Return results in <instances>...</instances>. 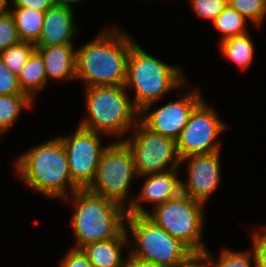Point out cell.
<instances>
[{"mask_svg":"<svg viewBox=\"0 0 266 267\" xmlns=\"http://www.w3.org/2000/svg\"><path fill=\"white\" fill-rule=\"evenodd\" d=\"M12 8H27L46 12L54 5V0H10Z\"/></svg>","mask_w":266,"mask_h":267,"instance_id":"cell-32","label":"cell"},{"mask_svg":"<svg viewBox=\"0 0 266 267\" xmlns=\"http://www.w3.org/2000/svg\"><path fill=\"white\" fill-rule=\"evenodd\" d=\"M21 42L14 18L10 12L0 13V52Z\"/></svg>","mask_w":266,"mask_h":267,"instance_id":"cell-26","label":"cell"},{"mask_svg":"<svg viewBox=\"0 0 266 267\" xmlns=\"http://www.w3.org/2000/svg\"><path fill=\"white\" fill-rule=\"evenodd\" d=\"M72 8L54 4L45 12L43 27L36 47H49L63 44H73L79 29L74 25Z\"/></svg>","mask_w":266,"mask_h":267,"instance_id":"cell-15","label":"cell"},{"mask_svg":"<svg viewBox=\"0 0 266 267\" xmlns=\"http://www.w3.org/2000/svg\"><path fill=\"white\" fill-rule=\"evenodd\" d=\"M36 50L35 43L21 41L0 52V58L10 72L19 76L32 53Z\"/></svg>","mask_w":266,"mask_h":267,"instance_id":"cell-23","label":"cell"},{"mask_svg":"<svg viewBox=\"0 0 266 267\" xmlns=\"http://www.w3.org/2000/svg\"><path fill=\"white\" fill-rule=\"evenodd\" d=\"M249 35L247 32L219 42L220 51L225 59L236 63L241 70L249 68L254 60L255 46Z\"/></svg>","mask_w":266,"mask_h":267,"instance_id":"cell-18","label":"cell"},{"mask_svg":"<svg viewBox=\"0 0 266 267\" xmlns=\"http://www.w3.org/2000/svg\"><path fill=\"white\" fill-rule=\"evenodd\" d=\"M184 95L150 111L155 102L147 104L139 111V121L149 130L174 139L179 138L194 108L204 99L198 86L187 82L182 86ZM187 92V93H186Z\"/></svg>","mask_w":266,"mask_h":267,"instance_id":"cell-11","label":"cell"},{"mask_svg":"<svg viewBox=\"0 0 266 267\" xmlns=\"http://www.w3.org/2000/svg\"><path fill=\"white\" fill-rule=\"evenodd\" d=\"M175 267H211L209 260V250L191 251Z\"/></svg>","mask_w":266,"mask_h":267,"instance_id":"cell-31","label":"cell"},{"mask_svg":"<svg viewBox=\"0 0 266 267\" xmlns=\"http://www.w3.org/2000/svg\"><path fill=\"white\" fill-rule=\"evenodd\" d=\"M204 206L202 202L181 193L176 198L153 206L146 215L191 251H203L207 249L202 241Z\"/></svg>","mask_w":266,"mask_h":267,"instance_id":"cell-8","label":"cell"},{"mask_svg":"<svg viewBox=\"0 0 266 267\" xmlns=\"http://www.w3.org/2000/svg\"><path fill=\"white\" fill-rule=\"evenodd\" d=\"M191 8L200 19L211 22L219 16L228 5L227 0H190Z\"/></svg>","mask_w":266,"mask_h":267,"instance_id":"cell-27","label":"cell"},{"mask_svg":"<svg viewBox=\"0 0 266 267\" xmlns=\"http://www.w3.org/2000/svg\"><path fill=\"white\" fill-rule=\"evenodd\" d=\"M58 267H93L83 249H68Z\"/></svg>","mask_w":266,"mask_h":267,"instance_id":"cell-30","label":"cell"},{"mask_svg":"<svg viewBox=\"0 0 266 267\" xmlns=\"http://www.w3.org/2000/svg\"><path fill=\"white\" fill-rule=\"evenodd\" d=\"M119 26L104 29L77 49L76 79L85 87L124 86L131 45L136 41Z\"/></svg>","mask_w":266,"mask_h":267,"instance_id":"cell-1","label":"cell"},{"mask_svg":"<svg viewBox=\"0 0 266 267\" xmlns=\"http://www.w3.org/2000/svg\"><path fill=\"white\" fill-rule=\"evenodd\" d=\"M178 169L162 173L150 174L138 178H144L138 198L134 196L130 206L127 207V215L146 214L142 202L152 203L154 206L176 198L182 193V179L178 177Z\"/></svg>","mask_w":266,"mask_h":267,"instance_id":"cell-14","label":"cell"},{"mask_svg":"<svg viewBox=\"0 0 266 267\" xmlns=\"http://www.w3.org/2000/svg\"><path fill=\"white\" fill-rule=\"evenodd\" d=\"M183 68L167 64L146 52L136 41L131 45L127 60L124 87L133 89L132 102L140 111L172 90H180L187 82Z\"/></svg>","mask_w":266,"mask_h":267,"instance_id":"cell-4","label":"cell"},{"mask_svg":"<svg viewBox=\"0 0 266 267\" xmlns=\"http://www.w3.org/2000/svg\"><path fill=\"white\" fill-rule=\"evenodd\" d=\"M45 63L47 83L49 80L68 81L76 79L77 50L74 44L36 47Z\"/></svg>","mask_w":266,"mask_h":267,"instance_id":"cell-16","label":"cell"},{"mask_svg":"<svg viewBox=\"0 0 266 267\" xmlns=\"http://www.w3.org/2000/svg\"><path fill=\"white\" fill-rule=\"evenodd\" d=\"M247 20L235 9L227 5L222 13L212 22L213 26L221 33V41L224 39L247 33Z\"/></svg>","mask_w":266,"mask_h":267,"instance_id":"cell-22","label":"cell"},{"mask_svg":"<svg viewBox=\"0 0 266 267\" xmlns=\"http://www.w3.org/2000/svg\"><path fill=\"white\" fill-rule=\"evenodd\" d=\"M102 135L78 126L73 135L61 136L72 180L81 189H86L93 181L101 155L108 145L101 146Z\"/></svg>","mask_w":266,"mask_h":267,"instance_id":"cell-12","label":"cell"},{"mask_svg":"<svg viewBox=\"0 0 266 267\" xmlns=\"http://www.w3.org/2000/svg\"><path fill=\"white\" fill-rule=\"evenodd\" d=\"M125 267H164L146 260L131 256L129 253L125 262Z\"/></svg>","mask_w":266,"mask_h":267,"instance_id":"cell-33","label":"cell"},{"mask_svg":"<svg viewBox=\"0 0 266 267\" xmlns=\"http://www.w3.org/2000/svg\"><path fill=\"white\" fill-rule=\"evenodd\" d=\"M21 41L35 43L41 34L45 12L27 8H11Z\"/></svg>","mask_w":266,"mask_h":267,"instance_id":"cell-20","label":"cell"},{"mask_svg":"<svg viewBox=\"0 0 266 267\" xmlns=\"http://www.w3.org/2000/svg\"><path fill=\"white\" fill-rule=\"evenodd\" d=\"M266 226V225H265ZM251 233L252 249L256 257L257 267H266V227Z\"/></svg>","mask_w":266,"mask_h":267,"instance_id":"cell-29","label":"cell"},{"mask_svg":"<svg viewBox=\"0 0 266 267\" xmlns=\"http://www.w3.org/2000/svg\"><path fill=\"white\" fill-rule=\"evenodd\" d=\"M9 0H0V13H6L11 10Z\"/></svg>","mask_w":266,"mask_h":267,"instance_id":"cell-35","label":"cell"},{"mask_svg":"<svg viewBox=\"0 0 266 267\" xmlns=\"http://www.w3.org/2000/svg\"><path fill=\"white\" fill-rule=\"evenodd\" d=\"M14 165L15 174L23 183L46 199L62 200L81 189L72 180L61 136L27 150Z\"/></svg>","mask_w":266,"mask_h":267,"instance_id":"cell-2","label":"cell"},{"mask_svg":"<svg viewBox=\"0 0 266 267\" xmlns=\"http://www.w3.org/2000/svg\"><path fill=\"white\" fill-rule=\"evenodd\" d=\"M227 2L256 27H259L266 17V0H227Z\"/></svg>","mask_w":266,"mask_h":267,"instance_id":"cell-25","label":"cell"},{"mask_svg":"<svg viewBox=\"0 0 266 267\" xmlns=\"http://www.w3.org/2000/svg\"><path fill=\"white\" fill-rule=\"evenodd\" d=\"M123 141L132 152L138 177L177 169L176 141L146 128L140 121Z\"/></svg>","mask_w":266,"mask_h":267,"instance_id":"cell-9","label":"cell"},{"mask_svg":"<svg viewBox=\"0 0 266 267\" xmlns=\"http://www.w3.org/2000/svg\"><path fill=\"white\" fill-rule=\"evenodd\" d=\"M126 226L127 233L134 239L129 241V250L126 249L131 256L164 267H175L191 252L146 214L127 215Z\"/></svg>","mask_w":266,"mask_h":267,"instance_id":"cell-6","label":"cell"},{"mask_svg":"<svg viewBox=\"0 0 266 267\" xmlns=\"http://www.w3.org/2000/svg\"><path fill=\"white\" fill-rule=\"evenodd\" d=\"M135 177L138 175L131 150L123 140H114L103 151L94 179L86 189L127 208L134 198L130 190Z\"/></svg>","mask_w":266,"mask_h":267,"instance_id":"cell-7","label":"cell"},{"mask_svg":"<svg viewBox=\"0 0 266 267\" xmlns=\"http://www.w3.org/2000/svg\"><path fill=\"white\" fill-rule=\"evenodd\" d=\"M219 255L215 258L212 252H209L211 267H257L253 249L240 252L224 247Z\"/></svg>","mask_w":266,"mask_h":267,"instance_id":"cell-24","label":"cell"},{"mask_svg":"<svg viewBox=\"0 0 266 267\" xmlns=\"http://www.w3.org/2000/svg\"><path fill=\"white\" fill-rule=\"evenodd\" d=\"M32 102L26 94L0 95V136L15 125L25 108L32 107Z\"/></svg>","mask_w":266,"mask_h":267,"instance_id":"cell-21","label":"cell"},{"mask_svg":"<svg viewBox=\"0 0 266 267\" xmlns=\"http://www.w3.org/2000/svg\"><path fill=\"white\" fill-rule=\"evenodd\" d=\"M84 0H54V4L69 7L73 9V4L80 3Z\"/></svg>","mask_w":266,"mask_h":267,"instance_id":"cell-34","label":"cell"},{"mask_svg":"<svg viewBox=\"0 0 266 267\" xmlns=\"http://www.w3.org/2000/svg\"><path fill=\"white\" fill-rule=\"evenodd\" d=\"M25 94L22 92L18 76L4 65L0 58V95Z\"/></svg>","mask_w":266,"mask_h":267,"instance_id":"cell-28","label":"cell"},{"mask_svg":"<svg viewBox=\"0 0 266 267\" xmlns=\"http://www.w3.org/2000/svg\"><path fill=\"white\" fill-rule=\"evenodd\" d=\"M84 93L87 113L78 126L123 140L139 121V110L124 86H90Z\"/></svg>","mask_w":266,"mask_h":267,"instance_id":"cell-5","label":"cell"},{"mask_svg":"<svg viewBox=\"0 0 266 267\" xmlns=\"http://www.w3.org/2000/svg\"><path fill=\"white\" fill-rule=\"evenodd\" d=\"M129 234L126 229L116 238L100 240L83 247L93 267H125L127 254L122 250L129 248Z\"/></svg>","mask_w":266,"mask_h":267,"instance_id":"cell-17","label":"cell"},{"mask_svg":"<svg viewBox=\"0 0 266 267\" xmlns=\"http://www.w3.org/2000/svg\"><path fill=\"white\" fill-rule=\"evenodd\" d=\"M205 101L203 99L191 112L186 126L176 140L180 159L221 150L222 142H218V138L228 126Z\"/></svg>","mask_w":266,"mask_h":267,"instance_id":"cell-10","label":"cell"},{"mask_svg":"<svg viewBox=\"0 0 266 267\" xmlns=\"http://www.w3.org/2000/svg\"><path fill=\"white\" fill-rule=\"evenodd\" d=\"M66 197L72 199L71 224L75 236L73 248L82 249L88 244L118 237L126 229L127 208L108 198L79 189Z\"/></svg>","mask_w":266,"mask_h":267,"instance_id":"cell-3","label":"cell"},{"mask_svg":"<svg viewBox=\"0 0 266 267\" xmlns=\"http://www.w3.org/2000/svg\"><path fill=\"white\" fill-rule=\"evenodd\" d=\"M220 151L180 159L185 163L187 178L182 180V193L206 204L221 183Z\"/></svg>","mask_w":266,"mask_h":267,"instance_id":"cell-13","label":"cell"},{"mask_svg":"<svg viewBox=\"0 0 266 267\" xmlns=\"http://www.w3.org/2000/svg\"><path fill=\"white\" fill-rule=\"evenodd\" d=\"M19 85L23 93L34 100L37 93L45 88L47 77L45 72V63L40 53L35 50L23 67L18 76Z\"/></svg>","mask_w":266,"mask_h":267,"instance_id":"cell-19","label":"cell"}]
</instances>
